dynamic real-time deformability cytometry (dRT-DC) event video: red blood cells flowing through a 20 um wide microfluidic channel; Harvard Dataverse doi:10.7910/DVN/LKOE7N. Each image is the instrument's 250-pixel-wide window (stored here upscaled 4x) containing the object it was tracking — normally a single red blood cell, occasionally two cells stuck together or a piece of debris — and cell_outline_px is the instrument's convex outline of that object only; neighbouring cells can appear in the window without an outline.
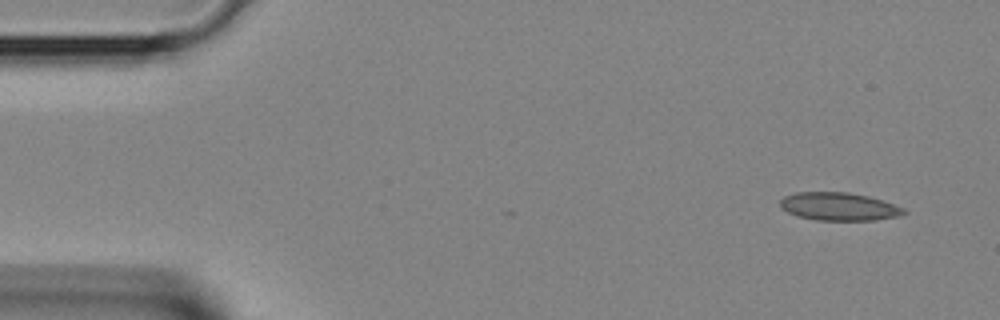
{"species": "Egyptian fruit bat (a non-hibernating species)", "species_latin": "Rousettus aegyptiacus", "temperature_condition": "room temperature", "stored_images_in_passage": 38, "camera_frame_rate_fps": 3000, "um_per_image_px": 0.085, "animal": {"sex": "female"}, "frame": {"image": 1, "passage_image": 2, "time_ms": 0.333, "image_size_px": [1000, 320], "cell_outline_px": [[908, 212], [896, 216], [876, 220], [816, 220], [800, 216], [788, 212], [780, 208], [780, 200], [784, 196], [796, 192], [848, 192], [868, 196], [904, 208]], "centroid_in_image_um": [71.28, 17.55], "position_along_channel_um": 13.7, "area_um2": 20.0}}
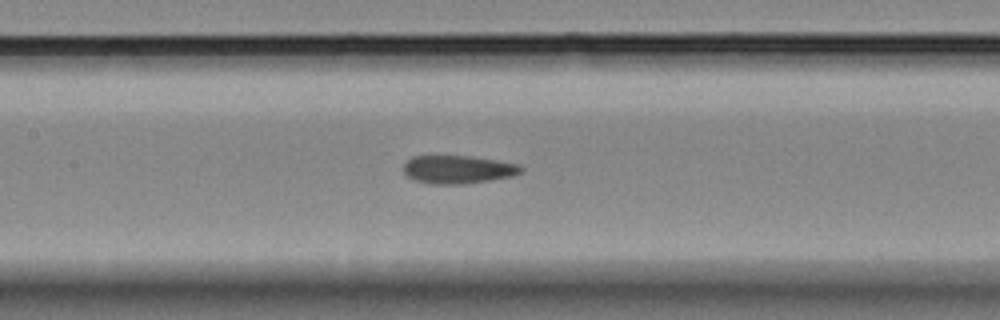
{"frame": {"image": 2, "passage_image": 17, "time_ms": 5.333, "image_size_px": [1000, 320], "cell_outline_px": [[524, 168], [520, 172], [512, 176], [488, 180], [460, 184], [432, 184], [416, 180], [408, 176], [404, 172], [404, 164], [412, 156], [468, 156], [496, 160], [516, 164]], "centroid_in_image_um": [38.9, 14.4], "position_along_channel_um": 168.5, "area_um2": 18.9}}
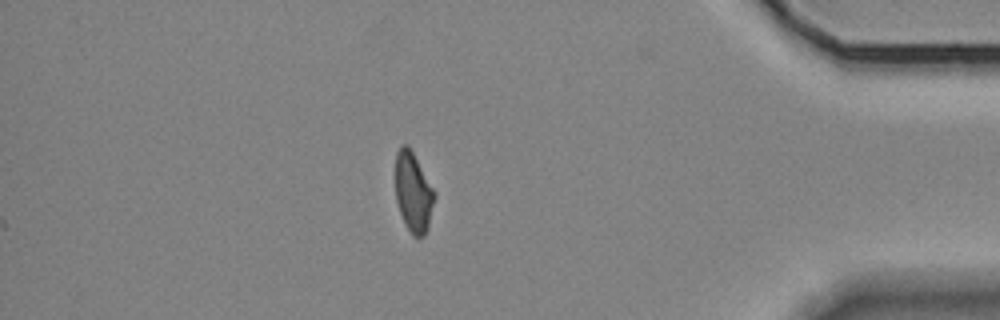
{"frame": {"image": 3, "passage_image": 33, "time_ms": 10.667, "image_size_px": [1000, 320], "cell_outline_px": [[436, 196], [428, 228], [424, 236], [412, 236], [400, 212], [396, 200], [396, 152], [400, 144], [408, 144], [436, 192]], "centroid_in_image_um": [35.14, 16.31], "position_along_channel_um": 400.1, "area_um2": 18.21}}